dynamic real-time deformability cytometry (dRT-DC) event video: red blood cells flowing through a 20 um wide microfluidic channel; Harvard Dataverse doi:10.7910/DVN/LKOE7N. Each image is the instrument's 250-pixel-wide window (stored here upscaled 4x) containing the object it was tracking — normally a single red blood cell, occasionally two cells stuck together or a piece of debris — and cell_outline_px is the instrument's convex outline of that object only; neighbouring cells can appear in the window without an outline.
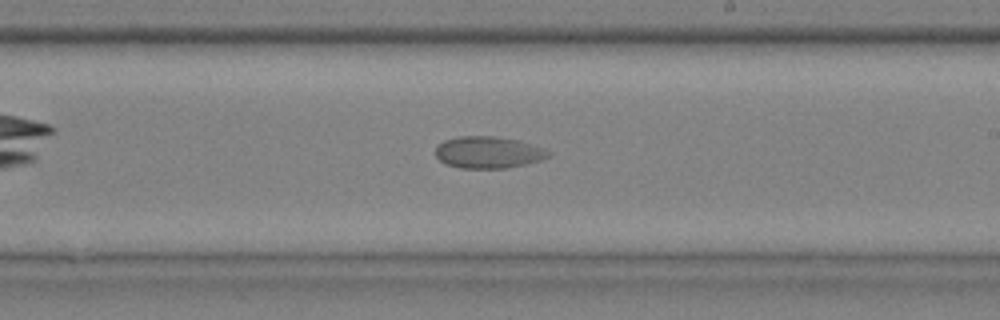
{"species": "common noctule bat (a hibernating species)", "species_latin": "Nyctalus noctula", "temperature_condition": "cold", "stored_images_in_passage": 8, "camera_frame_rate_fps": 3000, "um_per_image_px": 0.085, "animal": {"sex": "male", "body_mass_g": 20.4}, "frame": {"image": 1, "passage_image": 8, "time_ms": 2.333, "image_size_px": [1000, 320], "cell_outline_px": [[552, 156], [540, 160], [524, 164], [504, 168], [460, 168], [444, 164], [436, 156], [436, 144], [444, 140], [460, 136], [492, 136], [516, 140], [544, 148], [552, 152]], "centroid_in_image_um": [41.48, 12.95], "position_along_channel_um": 247.5, "area_um2": 20.92}}